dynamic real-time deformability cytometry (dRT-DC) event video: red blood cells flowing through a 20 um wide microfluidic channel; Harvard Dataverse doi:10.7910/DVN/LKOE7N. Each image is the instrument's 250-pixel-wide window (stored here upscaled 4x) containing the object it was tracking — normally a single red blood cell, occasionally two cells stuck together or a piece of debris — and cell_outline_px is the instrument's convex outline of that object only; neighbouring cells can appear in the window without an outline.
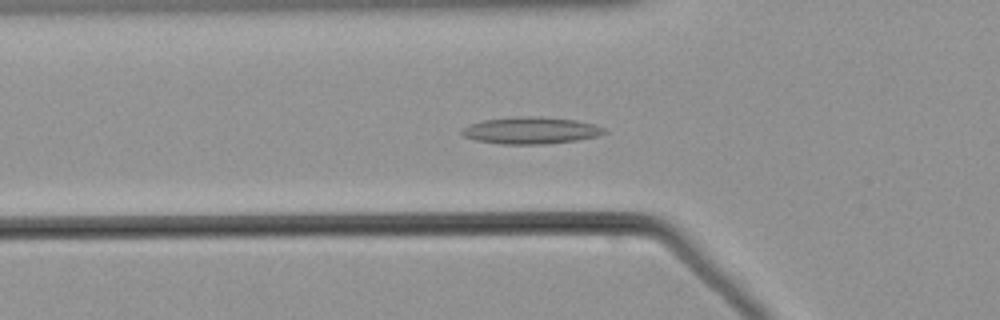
{"species": "common noctule bat (a hibernating species)", "species_latin": "Nyctalus noctula", "temperature_condition": "warm", "stored_images_in_passage": 55, "camera_frame_rate_fps": 3000, "um_per_image_px": 0.085, "animal": {"sex": "male", "body_mass_g": 21.5, "forearm_length_mm": 52.0}, "frame": {"image": 1, "passage_image": 19, "time_ms": 6.0, "image_size_px": [1000, 320], "cell_outline_px": [[608, 132], [596, 136], [576, 140], [544, 144], [500, 144], [476, 140], [464, 136], [460, 132], [464, 128], [472, 124], [484, 120], [516, 116], [532, 116], [576, 120], [592, 124], [604, 128]], "centroid_in_image_um": [45.12, 11.09], "position_along_channel_um": 80.7, "area_um2": 22.02}}
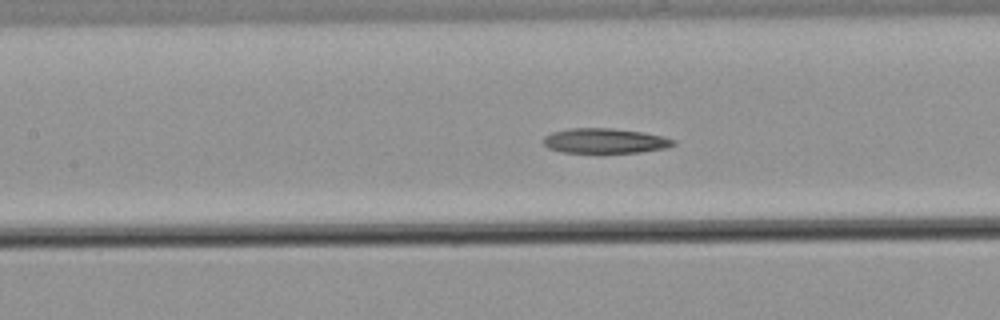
{"frame": {"image": 2, "passage_image": 25, "time_ms": 8.0, "image_size_px": [1000, 320], "cell_outline_px": [[676, 144], [668, 148], [640, 152], [600, 156], [596, 156], [564, 152], [548, 148], [544, 144], [544, 136], [552, 132], [568, 128], [608, 128], [640, 132], [660, 136], [676, 140]], "centroid_in_image_um": [51.39, 12.03], "position_along_channel_um": 156.0, "area_um2": 19.83}}
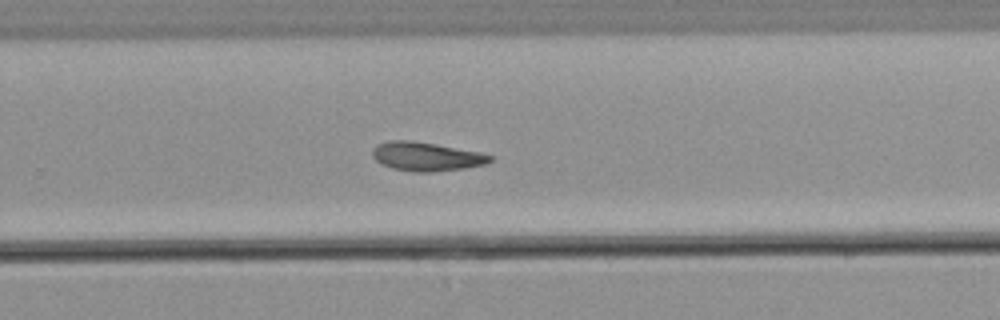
{"frame": {"image": 3, "passage_image": 36, "time_ms": 11.667, "image_size_px": [1000, 320], "cell_outline_px": [[496, 160], [484, 164], [464, 168], [432, 172], [412, 172], [392, 168], [380, 164], [372, 156], [372, 148], [376, 144], [388, 140], [408, 140], [480, 152], [492, 156]], "centroid_in_image_um": [36.2, 13.31], "position_along_channel_um": 293.6, "area_um2": 19.77}}